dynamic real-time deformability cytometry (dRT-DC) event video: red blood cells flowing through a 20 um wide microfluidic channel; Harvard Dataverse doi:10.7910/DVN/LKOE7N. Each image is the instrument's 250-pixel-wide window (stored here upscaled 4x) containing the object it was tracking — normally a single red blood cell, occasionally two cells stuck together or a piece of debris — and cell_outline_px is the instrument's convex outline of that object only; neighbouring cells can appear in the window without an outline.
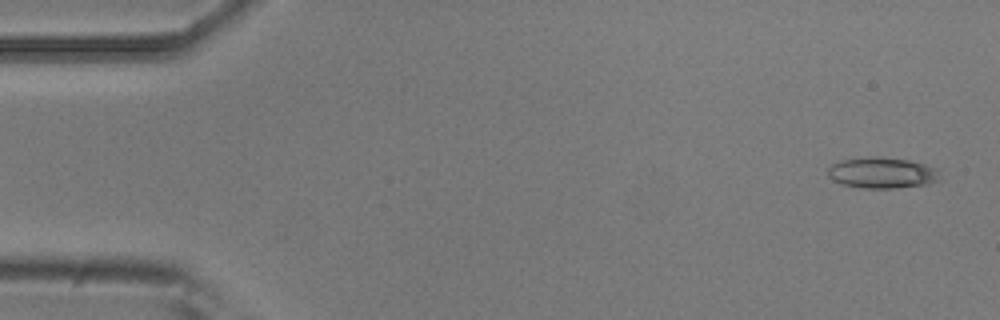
{"species": "common noctule bat (a hibernating species)", "species_latin": "Nyctalus noctula", "temperature_condition": "room temperature", "stored_images_in_passage": 4, "camera_frame_rate_fps": 3000, "um_per_image_px": 0.085, "animal": {"sex": "male", "body_mass_g": 20.5, "forearm_length_mm": 52.5}, "frame": {"image": 1, "passage_image": 1, "time_ms": 0.0, "image_size_px": [1000, 320], "cell_outline_px": [[940, 180], [928, 184], [896, 188], [860, 188], [840, 184], [832, 180], [828, 176], [828, 168], [832, 164], [844, 160], [872, 156], [876, 156], [908, 160], [924, 164], [936, 168]], "centroid_in_image_um": [74.96, 14.7], "position_along_channel_um": 10.0, "area_um2": 20.23}}
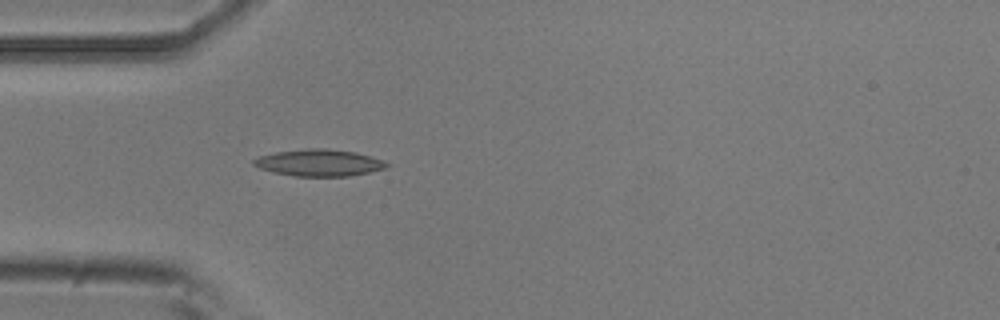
{"frame": {"image": 2, "passage_image": 4, "time_ms": 1.0, "image_size_px": [1000, 320], "cell_outline_px": [[392, 164], [388, 168], [348, 176], [292, 176], [272, 172], [260, 168], [252, 164], [252, 160], [260, 156], [276, 152], [304, 148], [324, 148], [356, 152]], "centroid_in_image_um": [27.11, 13.83], "position_along_channel_um": 57.9, "area_um2": 20.75}}